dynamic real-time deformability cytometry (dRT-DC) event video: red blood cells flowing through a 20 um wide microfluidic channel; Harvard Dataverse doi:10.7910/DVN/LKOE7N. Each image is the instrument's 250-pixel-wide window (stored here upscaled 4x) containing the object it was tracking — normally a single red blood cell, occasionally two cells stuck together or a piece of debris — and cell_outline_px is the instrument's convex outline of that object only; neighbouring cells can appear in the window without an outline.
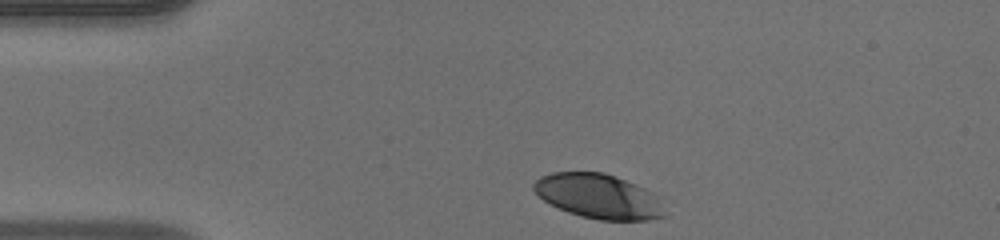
{"species": "human", "species_latin": "Homo sapiens", "temperature_condition": "warm", "stored_images_in_passage": 31, "camera_frame_rate_fps": 3000, "um_per_image_px": 0.085, "donor": {"sex": "male"}, "frame": {"image": 1, "passage_image": 1, "time_ms": 0.0, "image_size_px": [1000, 240], "cell_outline_px": [[668, 216], [648, 220], [600, 220], [580, 216], [568, 212], [544, 200], [532, 188], [532, 184], [540, 176], [552, 172], [604, 172], [616, 176], [636, 184], [652, 192]], "centroid_in_image_um": [50.87, 16.68], "position_along_channel_um": 34.1, "area_um2": 33.87}}
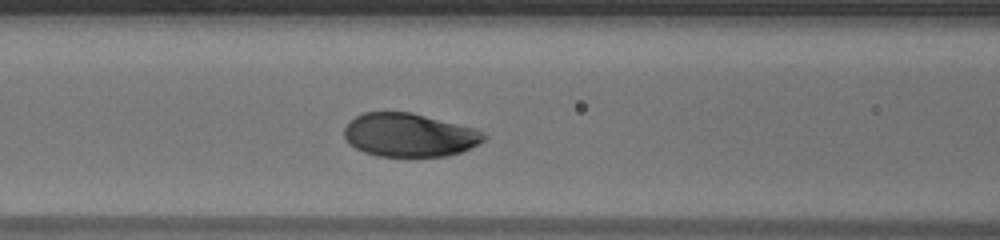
{"frame": {"image": 2, "passage_image": 11, "time_ms": 3.333, "image_size_px": [1000, 240], "cell_outline_px": [[488, 136], [480, 144], [460, 152], [448, 156], [376, 156], [364, 152], [348, 144], [344, 136], [344, 128], [348, 120], [364, 112], [412, 112], [476, 128], [484, 132]], "centroid_in_image_um": [34.79, 11.47], "position_along_channel_um": 131.8, "area_um2": 35.78}}
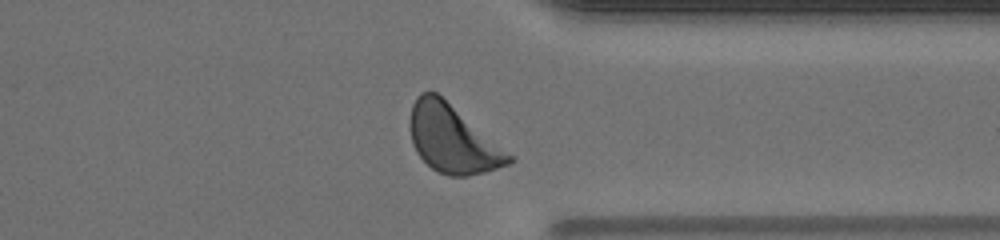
{"frame": {"image": 3, "passage_image": 28, "time_ms": 9.0, "image_size_px": [1000, 240], "cell_outline_px": [[516, 160], [508, 164], [484, 172], [468, 176], [448, 176], [432, 168], [416, 152], [412, 144], [408, 124], [412, 104], [416, 96], [420, 92], [436, 92], [516, 156]], "centroid_in_image_um": [38.48, 11.81], "position_along_channel_um": 372.9, "area_um2": 39.36}}